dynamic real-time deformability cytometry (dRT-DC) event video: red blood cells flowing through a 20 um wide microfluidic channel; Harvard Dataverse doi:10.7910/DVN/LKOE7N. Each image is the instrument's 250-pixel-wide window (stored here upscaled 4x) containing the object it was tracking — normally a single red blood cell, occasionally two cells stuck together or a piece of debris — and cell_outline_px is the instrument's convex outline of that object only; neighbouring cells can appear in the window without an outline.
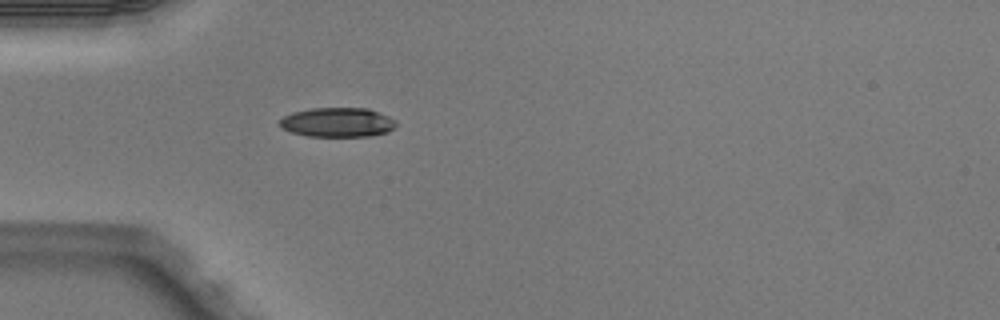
{"species": "Egyptian fruit bat (a non-hibernating species)", "species_latin": "Rousettus aegyptiacus", "temperature_condition": "warm", "stored_images_in_passage": 5, "camera_frame_rate_fps": 3000, "um_per_image_px": 0.085, "animal": {"sex": "male"}, "frame": {"image": 1, "passage_image": 5, "time_ms": 1.333, "image_size_px": [1000, 320], "cell_outline_px": [[396, 128], [388, 132], [368, 136], [308, 136], [292, 132], [280, 128], [280, 120], [284, 116], [292, 112], [312, 108], [368, 108], [388, 116], [396, 120]], "centroid_in_image_um": [28.7, 10.39], "position_along_channel_um": 56.3, "area_um2": 20.0}}